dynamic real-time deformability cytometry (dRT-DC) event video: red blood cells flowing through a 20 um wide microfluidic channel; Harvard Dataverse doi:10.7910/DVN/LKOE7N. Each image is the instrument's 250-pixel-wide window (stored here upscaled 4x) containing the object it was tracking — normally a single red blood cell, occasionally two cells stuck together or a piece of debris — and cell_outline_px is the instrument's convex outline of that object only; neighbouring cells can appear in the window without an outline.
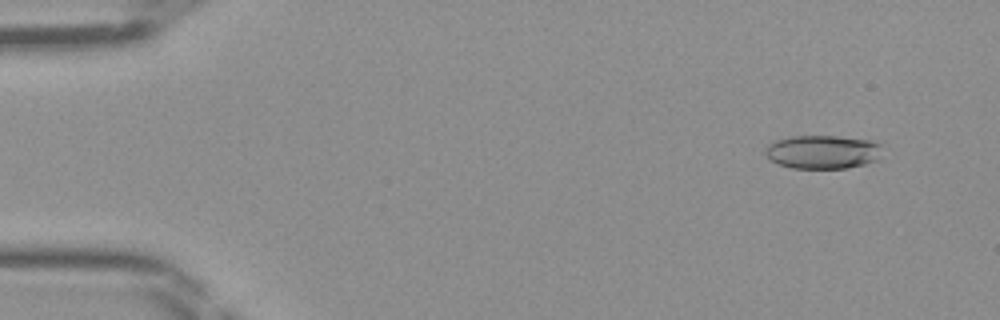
{"species": "Egyptian fruit bat (a non-hibernating species)", "species_latin": "Rousettus aegyptiacus", "temperature_condition": "room temperature", "stored_images_in_passage": 19, "camera_frame_rate_fps": 3000, "um_per_image_px": 0.085, "frame": {"image": 1, "passage_image": 4, "time_ms": 1.0, "image_size_px": [1000, 320], "cell_outline_px": [[880, 160], [848, 168], [792, 168], [780, 164], [772, 160], [764, 152], [764, 148], [772, 140], [792, 136], [836, 136], [872, 140], [880, 144]], "centroid_in_image_um": [69.93, 12.9], "position_along_channel_um": 15.1, "area_um2": 23.06}}
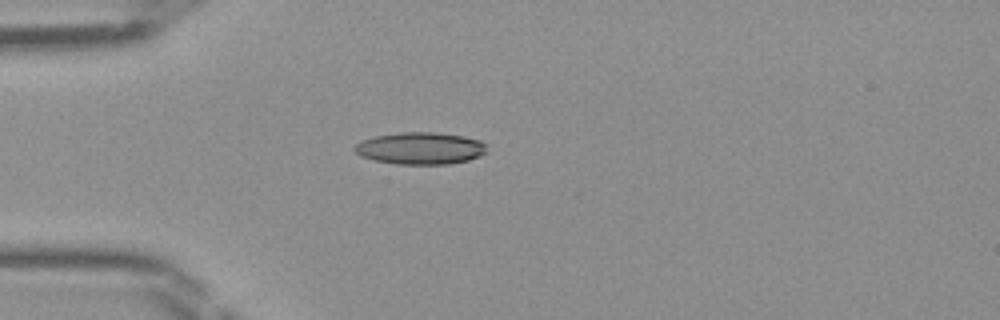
{"frame": {"image": 2, "passage_image": 13, "time_ms": 4.0, "image_size_px": [1000, 320], "cell_outline_px": [[488, 152], [480, 156], [468, 160], [448, 164], [396, 164], [372, 160], [360, 156], [352, 148], [360, 140], [376, 136], [400, 132], [436, 132], [464, 136], [480, 140], [488, 144]], "centroid_in_image_um": [35.75, 12.6], "position_along_channel_um": 49.2, "area_um2": 25.09}}
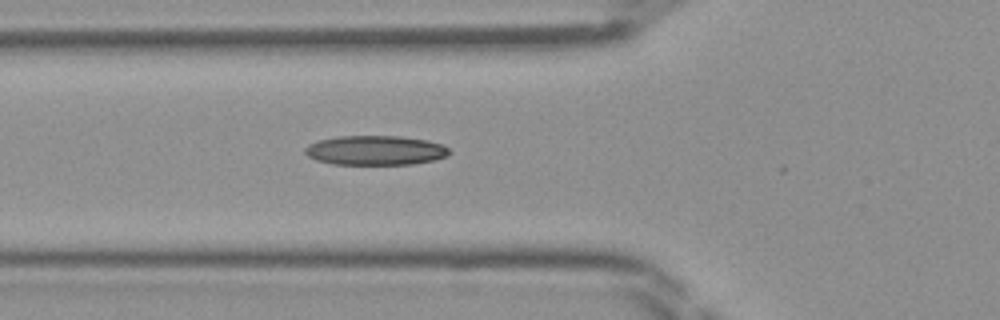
{"frame": {"image": 3, "passage_image": 17, "time_ms": 5.333, "image_size_px": [1000, 320], "cell_outline_px": [[452, 152], [448, 156], [432, 160], [412, 164], [332, 164], [316, 160], [308, 156], [304, 152], [304, 148], [308, 144], [320, 140], [340, 136], [400, 136], [428, 140], [444, 144]], "centroid_in_image_um": [31.93, 12.77], "position_along_channel_um": 93.9, "area_um2": 24.91}}